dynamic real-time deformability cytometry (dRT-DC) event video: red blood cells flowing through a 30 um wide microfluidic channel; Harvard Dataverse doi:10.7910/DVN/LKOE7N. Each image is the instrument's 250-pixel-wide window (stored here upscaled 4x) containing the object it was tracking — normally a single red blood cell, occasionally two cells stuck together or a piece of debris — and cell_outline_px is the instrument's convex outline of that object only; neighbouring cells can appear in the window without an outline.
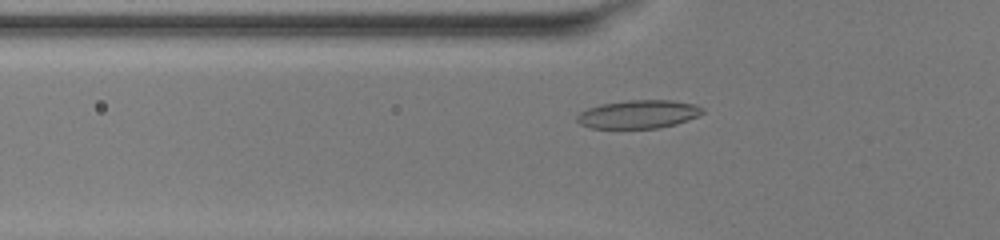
{"species": "common noctule bat (a hibernating species)", "species_latin": "Nyctalus noctula", "temperature_condition": "warm", "stored_images_in_passage": 46, "camera_frame_rate_fps": 3000, "um_per_image_px": 0.085, "animal": {"sex": "female", "body_mass_g": 20.0, "forearm_length_mm": 54.0}, "frame": {"image": 1, "passage_image": 14, "time_ms": 4.333, "image_size_px": [1000, 240], "cell_outline_px": [[704, 112], [688, 120], [676, 124], [660, 128], [592, 128], [580, 124], [576, 120], [576, 116], [580, 112], [588, 108], [600, 104], [628, 100], [672, 100], [696, 104], [704, 108]], "centroid_in_image_um": [54.27, 9.7], "position_along_channel_um": 71.5, "area_um2": 20.81}}
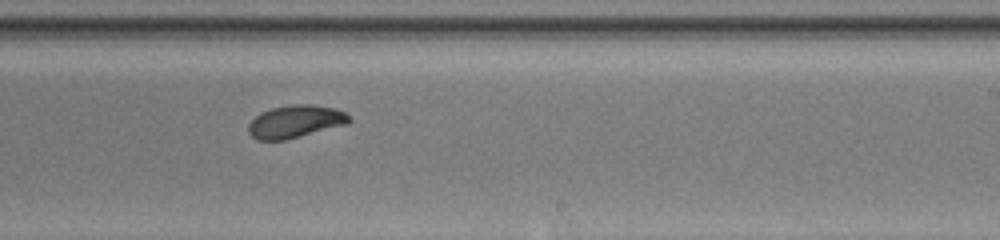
{"frame": {"image": 2, "passage_image": 28, "time_ms": 9.0, "image_size_px": [1000, 240], "cell_outline_px": [[352, 120], [348, 124], [284, 140], [256, 140], [248, 132], [248, 124], [260, 112], [272, 108], [296, 104], [308, 104], [336, 108], [344, 112]], "centroid_in_image_um": [25.1, 10.33], "position_along_channel_um": 263.9, "area_um2": 19.07}}
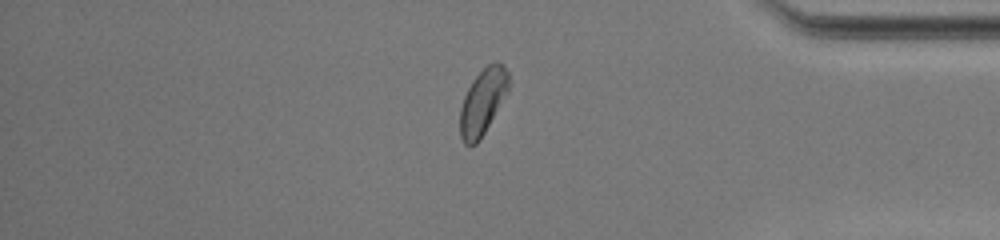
{"frame": {"image": 3, "passage_image": 39, "time_ms": 12.667, "image_size_px": [1000, 240], "cell_outline_px": [[508, 92], [480, 140], [476, 144], [464, 144], [460, 136], [460, 108], [464, 96], [472, 80], [492, 60], [496, 60], [504, 64], [508, 72]], "centroid_in_image_um": [41.04, 8.62], "position_along_channel_um": 394.2, "area_um2": 18.67}, "authors_computed_cell_mechanics": {"area_um2": 19.2474, "velocity_mm_per_s": 4.1369, "shape_relaxation_time_tau1_ms": 1.5738, "shape_relaxation_time_tau2_ms": 1.7405, "deformation_change_tau1": 0.1279, "deformation_change_tau2": 0.0637}}